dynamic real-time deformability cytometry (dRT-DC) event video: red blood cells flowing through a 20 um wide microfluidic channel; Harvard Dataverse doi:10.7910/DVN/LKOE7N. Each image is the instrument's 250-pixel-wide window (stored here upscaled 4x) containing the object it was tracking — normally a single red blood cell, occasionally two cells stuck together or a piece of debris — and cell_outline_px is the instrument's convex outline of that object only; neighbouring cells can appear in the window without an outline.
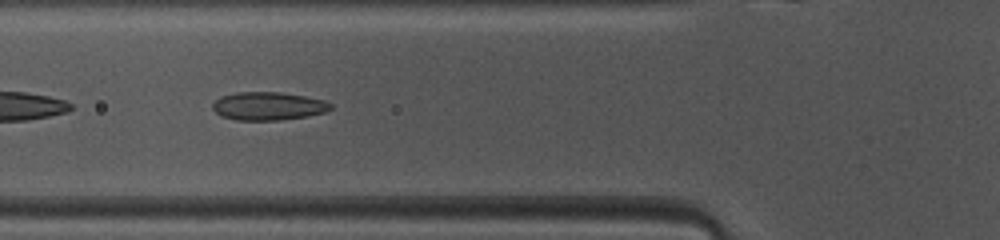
{"species": "common noctule bat (a hibernating species)", "species_latin": "Nyctalus noctula", "temperature_condition": "warm", "stored_images_in_passage": 46, "camera_frame_rate_fps": 3000, "um_per_image_px": 0.085, "animal": {"sex": "female", "body_mass_g": 10.0, "forearm_length_mm": 53.1}, "frame": {"image": 1, "passage_image": 15, "time_ms": 4.667, "image_size_px": [1000, 240], "cell_outline_px": [[332, 108], [324, 112], [308, 116], [280, 120], [236, 120], [220, 116], [212, 108], [212, 104], [220, 96], [236, 92], [280, 92], [304, 96], [324, 100], [332, 104]], "centroid_in_image_um": [22.78, 9.02], "position_along_channel_um": 103.0, "area_um2": 19.42}}
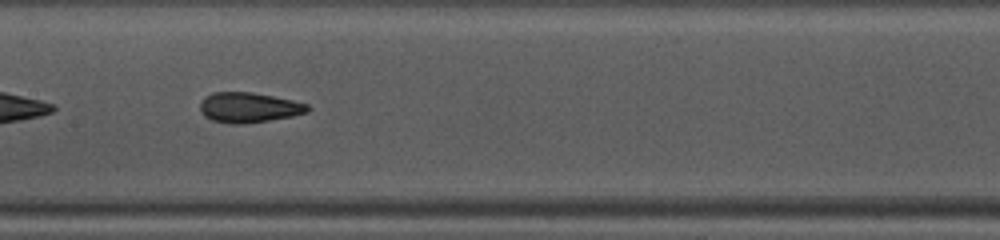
{"frame": {"image": 2, "passage_image": 21, "time_ms": 6.667, "image_size_px": [1000, 240], "cell_outline_px": [[312, 108], [308, 112], [292, 116], [244, 124], [232, 124], [212, 120], [204, 116], [200, 108], [200, 104], [204, 96], [212, 92], [252, 92], [292, 100], [308, 104]], "centroid_in_image_um": [21.15, 9.13], "position_along_channel_um": 186.3, "area_um2": 18.9}}
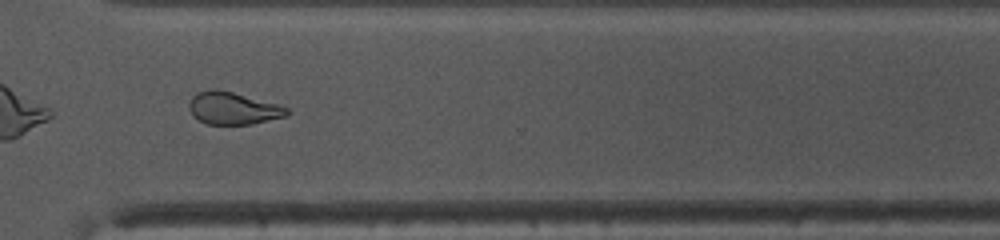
{"frame": {"image": 3, "passage_image": 33, "time_ms": 10.667, "image_size_px": [1000, 240], "cell_outline_px": [[292, 112], [288, 116], [252, 124], [208, 124], [192, 116], [188, 108], [188, 104], [192, 96], [196, 92], [212, 88], [216, 88], [280, 104], [288, 108]], "centroid_in_image_um": [19.82, 9.19], "position_along_channel_um": 350.8, "area_um2": 18.79}}